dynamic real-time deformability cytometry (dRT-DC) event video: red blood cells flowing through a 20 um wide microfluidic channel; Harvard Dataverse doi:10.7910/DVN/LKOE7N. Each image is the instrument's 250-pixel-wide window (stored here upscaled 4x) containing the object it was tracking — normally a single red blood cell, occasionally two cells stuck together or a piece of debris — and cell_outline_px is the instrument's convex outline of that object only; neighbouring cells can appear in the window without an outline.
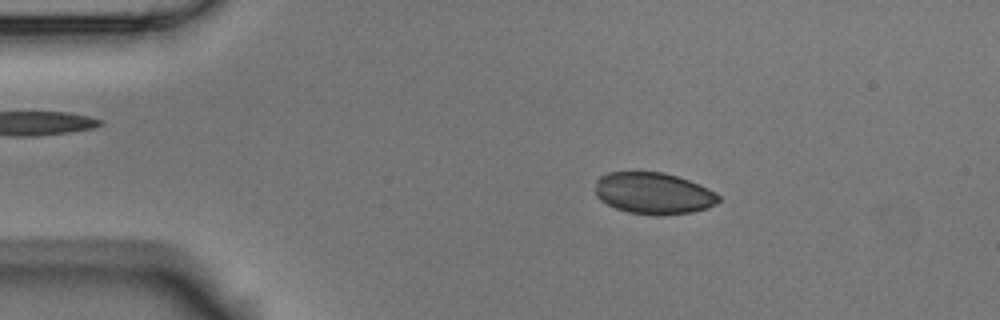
{"species": "Egyptian fruit bat (a non-hibernating species)", "species_latin": "Rousettus aegyptiacus", "temperature_condition": "room temperature", "stored_images_in_passage": 51, "camera_frame_rate_fps": 3000, "um_per_image_px": 0.085, "animal": {"sex": "male"}, "frame": {"image": 1, "passage_image": 5, "time_ms": 1.333, "image_size_px": [1000, 320], "cell_outline_px": [[720, 200], [716, 204], [708, 208], [692, 212], [656, 216], [628, 212], [616, 208], [600, 200], [596, 196], [596, 180], [600, 176], [608, 172], [664, 172], [688, 180], [708, 188], [716, 192], [720, 196]], "centroid_in_image_um": [55.56, 16.43], "position_along_channel_um": 29.4, "area_um2": 30.0}}
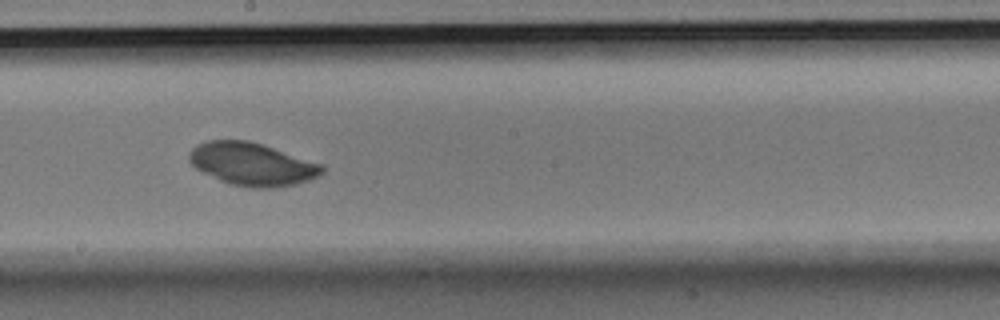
{"frame": {"image": 2, "passage_image": 26, "time_ms": 8.333, "image_size_px": [1000, 320], "cell_outline_px": [[324, 172], [308, 180], [292, 184], [268, 188], [252, 188], [228, 184], [196, 168], [188, 160], [188, 156], [192, 148], [196, 144], [208, 140], [248, 140], [264, 144], [324, 164]], "centroid_in_image_um": [21.43, 13.93], "position_along_channel_um": 226.8, "area_um2": 33.23}}
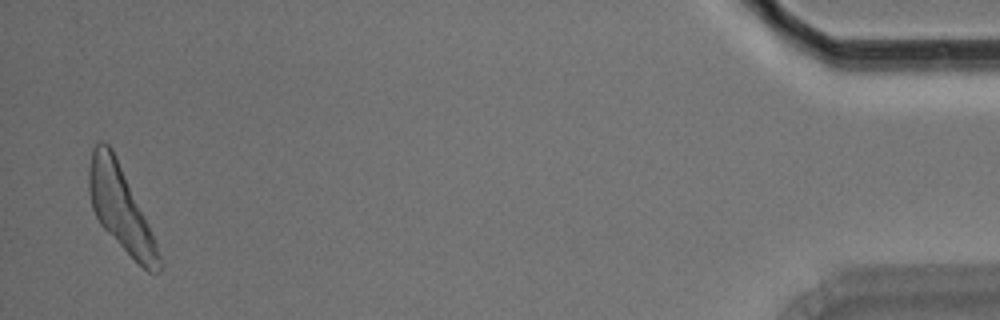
{"frame": {"image": 3, "passage_image": 50, "time_ms": 16.333, "image_size_px": [1000, 320], "cell_outline_px": [[164, 264], [160, 272], [148, 272], [100, 224], [92, 208], [88, 188], [88, 168], [92, 148], [96, 140], [104, 140], [112, 148], [116, 156], [148, 224], [164, 260]], "centroid_in_image_um": [10.25, 17.67], "position_along_channel_um": 425.0, "area_um2": 34.1}}